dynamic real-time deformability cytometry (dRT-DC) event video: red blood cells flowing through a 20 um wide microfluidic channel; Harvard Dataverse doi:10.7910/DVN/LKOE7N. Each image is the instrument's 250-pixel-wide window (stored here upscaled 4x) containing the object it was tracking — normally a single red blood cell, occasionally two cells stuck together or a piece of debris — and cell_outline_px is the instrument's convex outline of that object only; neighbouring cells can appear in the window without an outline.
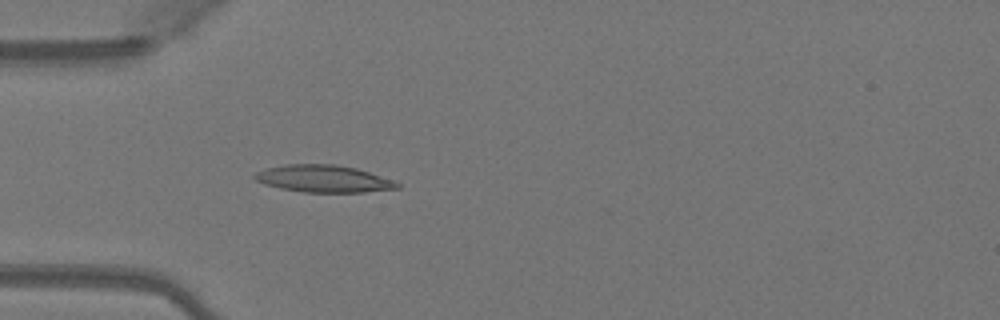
{"species": "Egyptian fruit bat (a non-hibernating species)", "species_latin": "Rousettus aegyptiacus", "temperature_condition": "warm", "stored_images_in_passage": 35, "camera_frame_rate_fps": 3000, "um_per_image_px": 0.085, "animal": {"sex": "female"}, "frame": {"image": 1, "passage_image": 3, "time_ms": 0.667, "image_size_px": [1000, 320], "cell_outline_px": [[400, 188], [364, 192], [304, 192], [280, 188], [264, 184], [256, 180], [252, 176], [256, 172], [268, 168], [284, 164], [332, 164], [356, 168], [392, 180], [400, 184]], "centroid_in_image_um": [27.48, 15.19], "position_along_channel_um": 57.5, "area_um2": 22.37}}
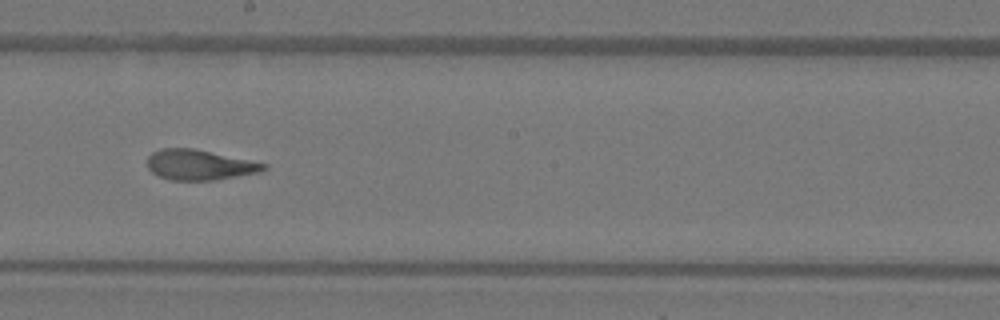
{"frame": {"image": 2, "passage_image": 16, "time_ms": 5.0, "image_size_px": [1000, 320], "cell_outline_px": [[268, 168], [260, 172], [216, 180], [172, 180], [156, 176], [148, 168], [148, 156], [152, 152], [160, 148], [192, 148], [268, 164]], "centroid_in_image_um": [16.94, 14.02], "position_along_channel_um": 231.3, "area_um2": 20.52}}
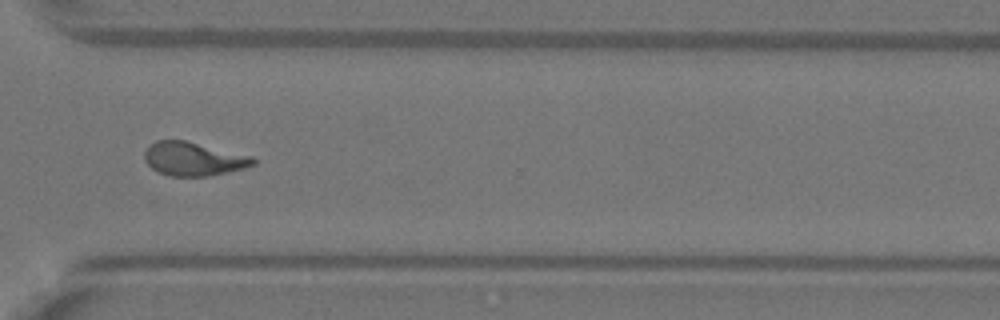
{"frame": {"image": 3, "passage_image": 25, "time_ms": 8.0, "image_size_px": [1000, 320], "cell_outline_px": [[256, 164], [244, 168], [208, 176], [168, 176], [152, 168], [144, 160], [144, 152], [148, 144], [156, 140], [184, 140], [252, 156], [256, 160]], "centroid_in_image_um": [16.42, 13.5], "position_along_channel_um": 354.2, "area_um2": 21.27}, "authors_computed_cell_mechanics": {"area_um2": 20.6346, "velocity_mm_per_s": 4.1042, "shape_relaxation_time_tau1_ms": 10.319, "shape_relaxation_time_tau2_ms": 1.5869, "deformation_change_tau1": 0.3047, "deformation_change_tau2": 0.0899}}